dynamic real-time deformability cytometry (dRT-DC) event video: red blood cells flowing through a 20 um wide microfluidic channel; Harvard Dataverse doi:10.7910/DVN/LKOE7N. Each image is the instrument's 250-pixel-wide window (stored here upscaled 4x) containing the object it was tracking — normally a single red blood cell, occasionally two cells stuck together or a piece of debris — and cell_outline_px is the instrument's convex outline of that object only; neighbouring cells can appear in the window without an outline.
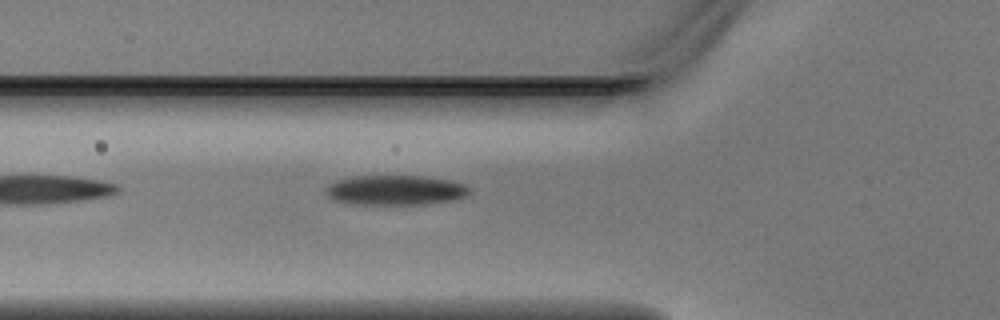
{"species": "Egyptian fruit bat (a non-hibernating species)", "species_latin": "Rousettus aegyptiacus", "temperature_condition": "warm", "stored_images_in_passage": 5, "camera_frame_rate_fps": 3000, "um_per_image_px": 0.085, "animal": {"sex": "male"}, "frame": {"image": 1, "passage_image": 5, "time_ms": 1.333, "image_size_px": [1000, 320], "cell_outline_px": [[472, 192], [468, 196], [456, 200], [424, 204], [360, 204], [336, 200], [328, 196], [324, 192], [328, 184], [336, 180], [356, 176], [424, 176], [448, 180], [464, 184], [472, 188]], "centroid_in_image_um": [33.68, 16.16], "position_along_channel_um": 92.1, "area_um2": 25.09}}